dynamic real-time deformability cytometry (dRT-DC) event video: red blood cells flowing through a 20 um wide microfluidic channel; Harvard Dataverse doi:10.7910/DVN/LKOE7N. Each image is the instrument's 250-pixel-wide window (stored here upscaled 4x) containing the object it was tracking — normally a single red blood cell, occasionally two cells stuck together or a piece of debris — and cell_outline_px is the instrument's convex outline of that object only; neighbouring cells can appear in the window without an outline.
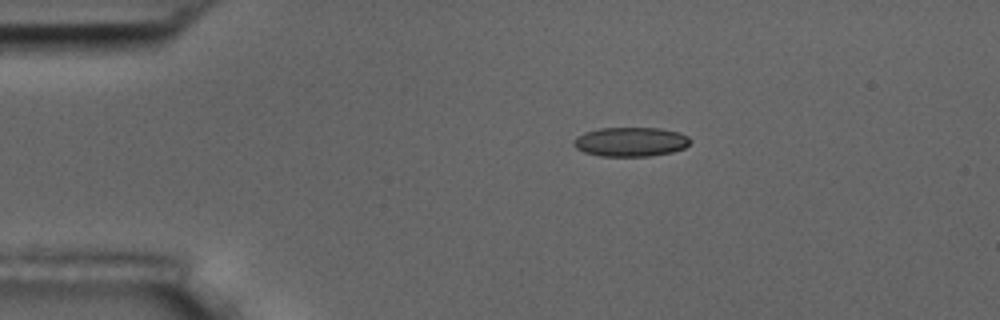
{"species": "common noctule bat (a hibernating species)", "species_latin": "Nyctalus noctula", "temperature_condition": "room temperature", "stored_images_in_passage": 7, "camera_frame_rate_fps": 3000, "um_per_image_px": 0.085, "animal": {"sex": "male", "body_mass_g": 17.5, "forearm_length_mm": 52.3}, "frame": {"image": 1, "passage_image": 3, "time_ms": 2.0, "image_size_px": [1000, 320], "cell_outline_px": [[692, 140], [684, 148], [672, 152], [648, 156], [600, 156], [584, 152], [576, 148], [572, 144], [572, 140], [576, 136], [584, 132], [600, 128], [660, 128], [680, 132], [688, 136]], "centroid_in_image_um": [53.59, 12.05], "position_along_channel_um": 31.4, "area_um2": 20.06}}
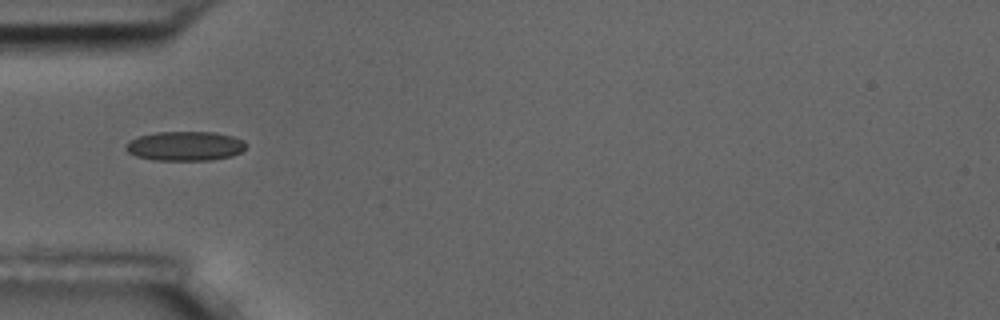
{"frame": {"image": 2, "passage_image": 5, "time_ms": 4.333, "image_size_px": [1000, 320], "cell_outline_px": [[248, 144], [240, 152], [232, 156], [212, 160], [152, 160], [136, 156], [128, 152], [124, 148], [124, 144], [128, 140], [140, 136], [156, 132], [212, 132], [232, 136], [244, 140]], "centroid_in_image_um": [15.71, 12.41], "position_along_channel_um": 69.3, "area_um2": 20.75}}